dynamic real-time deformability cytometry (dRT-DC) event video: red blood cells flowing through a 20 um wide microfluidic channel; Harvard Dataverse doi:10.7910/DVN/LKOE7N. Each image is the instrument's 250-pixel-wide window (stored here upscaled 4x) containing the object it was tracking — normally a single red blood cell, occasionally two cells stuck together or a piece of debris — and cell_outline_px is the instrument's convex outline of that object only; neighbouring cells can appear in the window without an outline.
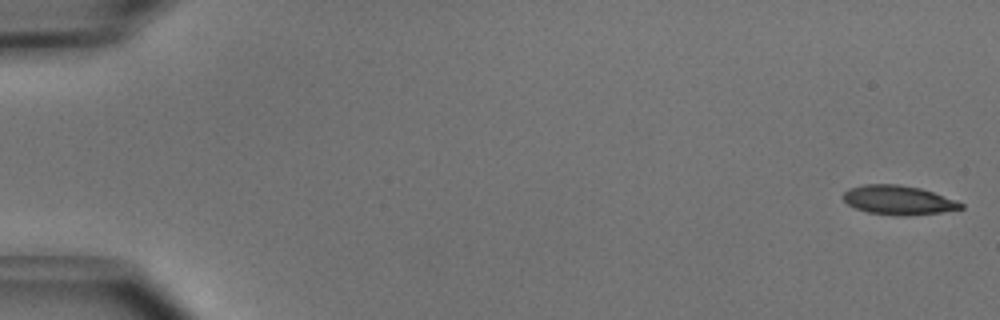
{"species": "common noctule bat (a hibernating species)", "species_latin": "Nyctalus noctula", "temperature_condition": "cold", "stored_images_in_passage": 51, "camera_frame_rate_fps": 3000, "um_per_image_px": 0.085, "animal": {"sex": "male", "body_mass_g": 15.6}, "frame": {"image": 1, "passage_image": 1, "time_ms": 0.0, "image_size_px": [1000, 320], "cell_outline_px": [[964, 208], [940, 212], [904, 216], [896, 216], [868, 212], [856, 208], [848, 204], [840, 196], [848, 188], [864, 184], [896, 184], [920, 188], [956, 200], [964, 204]], "centroid_in_image_um": [76.32, 17.0], "position_along_channel_um": 8.7, "area_um2": 20.0}}
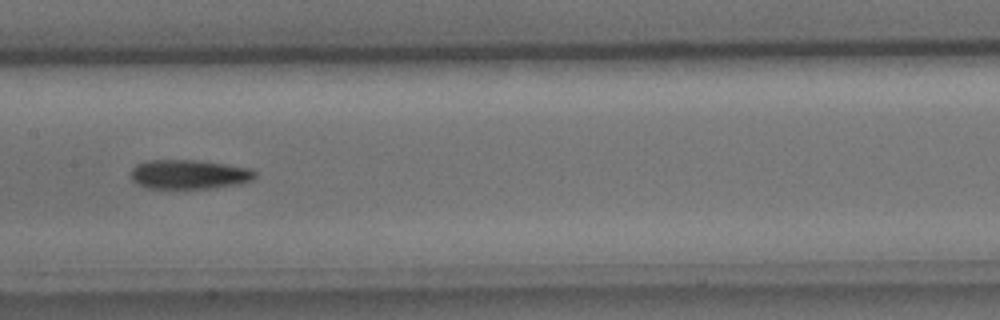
{"frame": {"image": 2, "passage_image": 26, "time_ms": 8.333, "image_size_px": [1000, 320], "cell_outline_px": [[256, 176], [252, 180], [240, 184], [208, 188], [148, 188], [132, 180], [132, 168], [136, 164], [148, 160], [200, 160], [228, 164], [252, 168], [256, 172]], "centroid_in_image_um": [16.12, 14.81], "position_along_channel_um": 191.3, "area_um2": 21.27}}
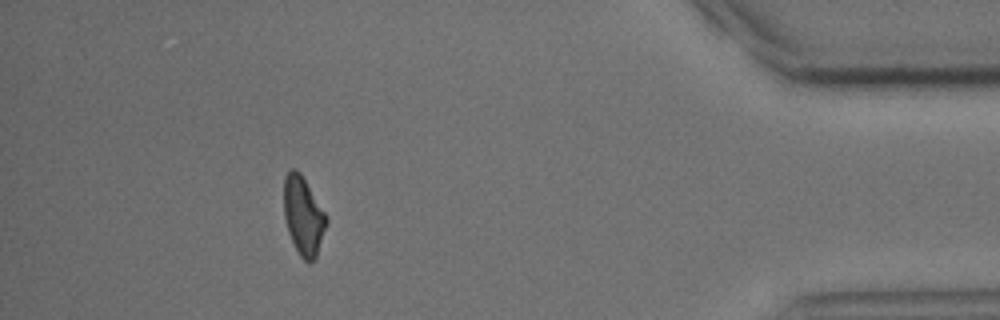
{"frame": {"image": 3, "passage_image": 46, "time_ms": 15.0, "image_size_px": [1000, 320], "cell_outline_px": [[328, 224], [316, 256], [308, 264], [300, 256], [288, 232], [284, 220], [284, 176], [292, 168], [296, 168], [300, 172], [328, 216]], "centroid_in_image_um": [25.79, 18.33], "position_along_channel_um": 409.4, "area_um2": 19.59}, "authors_computed_cell_mechanics": {"area_um2": 20.6346, "velocity_mm_per_s": 3.9864, "shape_relaxation_time_tau1_ms": 4.3533, "shape_relaxation_time_tau2_ms": 10.3995, "deformation_change_tau1": 0.1437, "deformation_change_tau2": 0.2187}}